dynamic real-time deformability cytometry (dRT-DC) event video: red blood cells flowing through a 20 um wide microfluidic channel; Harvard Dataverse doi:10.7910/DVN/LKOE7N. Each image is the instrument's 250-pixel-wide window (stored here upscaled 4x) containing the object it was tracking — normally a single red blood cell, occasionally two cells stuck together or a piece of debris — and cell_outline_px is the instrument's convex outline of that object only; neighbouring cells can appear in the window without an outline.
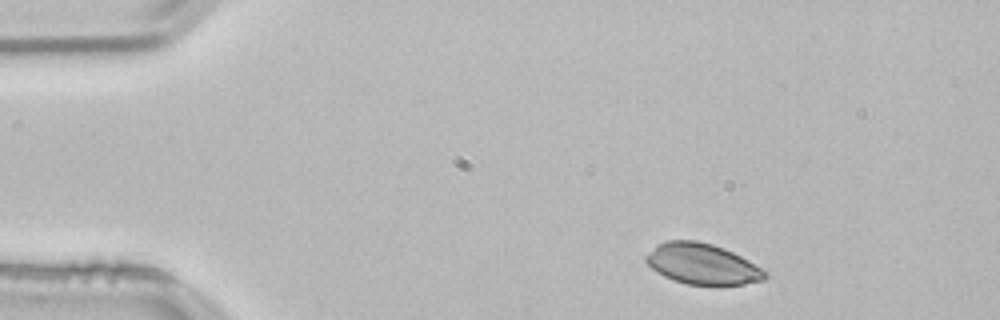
{"species": "common noctule bat (a hibernating species)", "species_latin": "Nyctalus noctula", "temperature_condition": "room temperature", "stored_images_in_passage": 2, "camera_frame_rate_fps": 3000, "um_per_image_px": 0.085, "animal": {"sex": "male", "body_mass_g": 21.5, "forearm_length_mm": 52.0}, "frame": {"image": 1, "passage_image": 1, "time_ms": 0.0, "image_size_px": [1000, 320], "cell_outline_px": [[768, 276], [764, 280], [744, 284], [688, 284], [664, 276], [656, 272], [644, 260], [644, 256], [656, 244], [668, 240], [696, 240], [712, 244], [724, 248], [748, 260], [768, 272]], "centroid_in_image_um": [59.68, 22.42], "position_along_channel_um": 25.3, "area_um2": 28.15}}
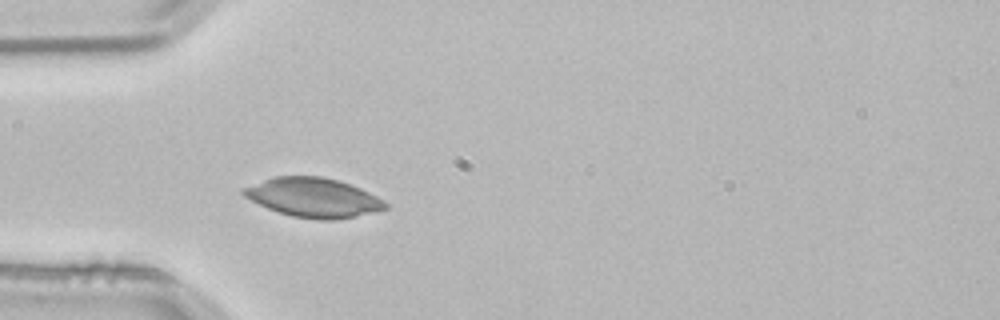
{"frame": {"image": 2, "passage_image": 2, "time_ms": 0.333, "image_size_px": [1000, 320], "cell_outline_px": [[388, 208], [376, 212], [336, 220], [320, 220], [292, 216], [268, 208], [244, 196], [240, 192], [240, 188], [272, 176], [320, 176], [340, 180], [360, 188], [384, 200], [388, 204]], "centroid_in_image_um": [26.63, 16.78], "position_along_channel_um": 58.4, "area_um2": 32.66}}